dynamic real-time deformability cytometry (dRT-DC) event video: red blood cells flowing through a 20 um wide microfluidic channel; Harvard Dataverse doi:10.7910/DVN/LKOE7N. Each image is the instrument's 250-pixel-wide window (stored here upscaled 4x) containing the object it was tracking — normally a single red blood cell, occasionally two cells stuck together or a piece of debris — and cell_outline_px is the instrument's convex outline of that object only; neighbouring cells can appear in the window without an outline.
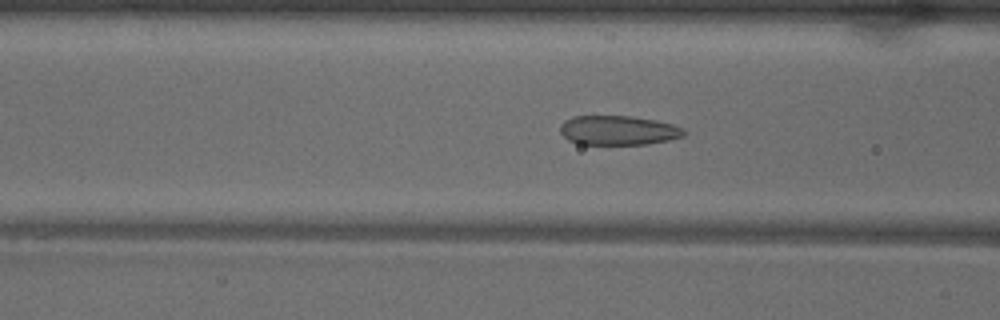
{"species": "common noctule bat (a hibernating species)", "species_latin": "Nyctalus noctula", "temperature_condition": "warm", "stored_images_in_passage": 49, "camera_frame_rate_fps": 3000, "um_per_image_px": 0.085, "animal": {"sex": "male", "body_mass_g": 18.8}, "frame": {"image": 1, "passage_image": 18, "time_ms": 5.667, "image_size_px": [1000, 320], "cell_outline_px": [[688, 132], [684, 136], [668, 140], [648, 144], [576, 144], [568, 140], [560, 132], [560, 124], [564, 120], [572, 116], [632, 116], [656, 120], [672, 124], [684, 128]], "centroid_in_image_um": [52.55, 11.07], "position_along_channel_um": 114.0, "area_um2": 21.44}}
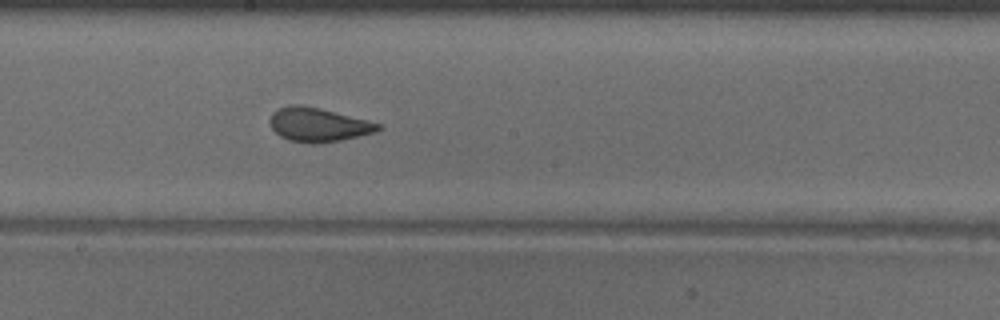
{"frame": {"image": 2, "passage_image": 26, "time_ms": 8.333, "image_size_px": [1000, 320], "cell_outline_px": [[380, 128], [376, 132], [340, 140], [316, 144], [312, 144], [288, 140], [280, 136], [272, 128], [268, 120], [272, 112], [276, 108], [288, 104], [300, 104], [320, 108], [368, 120], [380, 124]], "centroid_in_image_um": [26.99, 10.59], "position_along_channel_um": 221.2, "area_um2": 21.56}}
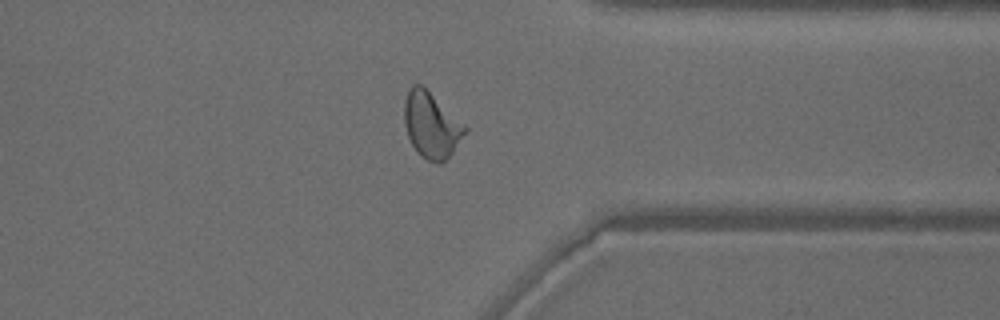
{"frame": {"image": 3, "passage_image": 38, "time_ms": 12.333, "image_size_px": [1000, 320], "cell_outline_px": [[468, 128], [452, 152], [440, 164], [436, 164], [420, 156], [412, 144], [408, 136], [404, 124], [404, 100], [412, 84], [420, 84], [464, 124]], "centroid_in_image_um": [36.63, 10.65], "position_along_channel_um": 374.8, "area_um2": 22.72}, "authors_computed_cell_mechanics": {"area_um2": 23.0044, "velocity_mm_per_s": 4.0075, "shape_relaxation_time_tau1_ms": null, "shape_relaxation_time_tau2_ms": 0.9335, "deformation_change_tau1": null, "deformation_change_tau2": 0.0684}}